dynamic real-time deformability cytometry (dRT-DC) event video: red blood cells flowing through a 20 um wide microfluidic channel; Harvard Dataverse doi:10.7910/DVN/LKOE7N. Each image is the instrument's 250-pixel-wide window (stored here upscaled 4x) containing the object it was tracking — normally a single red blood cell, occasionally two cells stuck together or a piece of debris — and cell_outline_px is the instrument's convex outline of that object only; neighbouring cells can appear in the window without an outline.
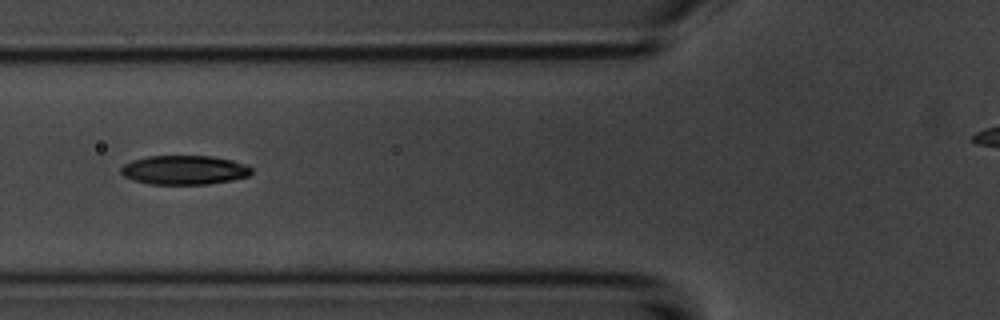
{"species": "common noctule bat (a hibernating species)", "species_latin": "Nyctalus noctula", "temperature_condition": "room temperature", "stored_images_in_passage": 10, "camera_frame_rate_fps": 3000, "um_per_image_px": 0.085, "animal": {"sex": "male", "body_mass_g": 20.1, "forearm_length_mm": 53.5}, "frame": {"image": 1, "passage_image": 6, "time_ms": 6.0, "image_size_px": [1000, 320], "cell_outline_px": [[252, 172], [248, 176], [232, 180], [208, 184], [148, 184], [132, 180], [124, 176], [120, 172], [120, 168], [124, 164], [132, 160], [148, 156], [212, 156], [232, 160], [248, 164], [252, 168]], "centroid_in_image_um": [15.67, 14.45], "position_along_channel_um": 110.1, "area_um2": 22.37}}
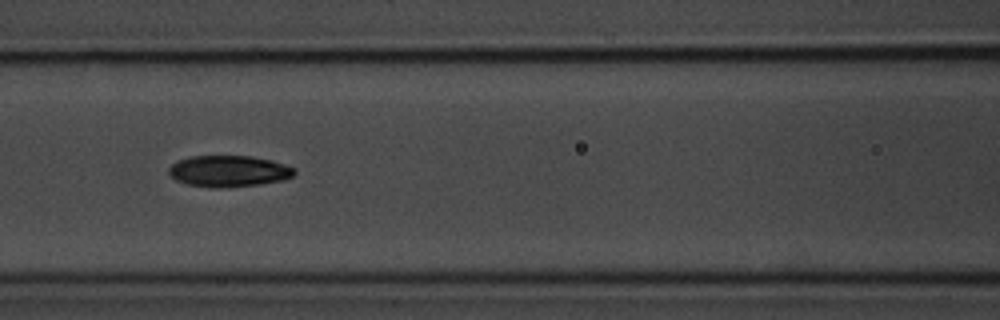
{"frame": {"image": 2, "passage_image": 7, "time_ms": 7.0, "image_size_px": [1000, 320], "cell_outline_px": [[296, 172], [292, 176], [284, 180], [260, 184], [220, 188], [212, 188], [188, 184], [176, 180], [168, 172], [168, 168], [176, 160], [192, 156], [252, 156], [272, 160], [296, 168]], "centroid_in_image_um": [19.45, 14.54], "position_along_channel_um": 147.1, "area_um2": 23.06}}